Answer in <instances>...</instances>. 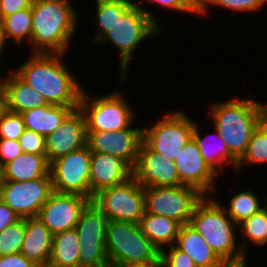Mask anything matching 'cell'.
I'll return each mask as SVG.
<instances>
[{
	"label": "cell",
	"instance_id": "45",
	"mask_svg": "<svg viewBox=\"0 0 267 267\" xmlns=\"http://www.w3.org/2000/svg\"><path fill=\"white\" fill-rule=\"evenodd\" d=\"M6 43L7 42L4 39L3 31L1 28V24H0V57H1V55H3V50L5 48Z\"/></svg>",
	"mask_w": 267,
	"mask_h": 267
},
{
	"label": "cell",
	"instance_id": "49",
	"mask_svg": "<svg viewBox=\"0 0 267 267\" xmlns=\"http://www.w3.org/2000/svg\"><path fill=\"white\" fill-rule=\"evenodd\" d=\"M2 91V77H0V92Z\"/></svg>",
	"mask_w": 267,
	"mask_h": 267
},
{
	"label": "cell",
	"instance_id": "10",
	"mask_svg": "<svg viewBox=\"0 0 267 267\" xmlns=\"http://www.w3.org/2000/svg\"><path fill=\"white\" fill-rule=\"evenodd\" d=\"M92 201L108 220L138 223L144 212V187L132 176L126 182L99 190Z\"/></svg>",
	"mask_w": 267,
	"mask_h": 267
},
{
	"label": "cell",
	"instance_id": "29",
	"mask_svg": "<svg viewBox=\"0 0 267 267\" xmlns=\"http://www.w3.org/2000/svg\"><path fill=\"white\" fill-rule=\"evenodd\" d=\"M265 206L259 212L244 219L238 224L240 233H243V239L239 240L240 247L244 254H246L247 245L254 243L257 246L267 244V198L265 197ZM246 240V241H245ZM243 241V242H242ZM247 242V243H246Z\"/></svg>",
	"mask_w": 267,
	"mask_h": 267
},
{
	"label": "cell",
	"instance_id": "13",
	"mask_svg": "<svg viewBox=\"0 0 267 267\" xmlns=\"http://www.w3.org/2000/svg\"><path fill=\"white\" fill-rule=\"evenodd\" d=\"M53 192L51 176L27 182L1 181L0 198L20 218L37 217Z\"/></svg>",
	"mask_w": 267,
	"mask_h": 267
},
{
	"label": "cell",
	"instance_id": "36",
	"mask_svg": "<svg viewBox=\"0 0 267 267\" xmlns=\"http://www.w3.org/2000/svg\"><path fill=\"white\" fill-rule=\"evenodd\" d=\"M161 267H197L189 255L182 252L174 245L167 251L163 248L160 251Z\"/></svg>",
	"mask_w": 267,
	"mask_h": 267
},
{
	"label": "cell",
	"instance_id": "26",
	"mask_svg": "<svg viewBox=\"0 0 267 267\" xmlns=\"http://www.w3.org/2000/svg\"><path fill=\"white\" fill-rule=\"evenodd\" d=\"M197 122H195V126L193 129V134L192 137L194 138L195 142L197 143L200 151H201V156L203 157V159L205 160V162L208 164V166L218 175L221 174L219 173V171L222 169L224 166V163L228 164H232L234 169L236 170L237 165H238V161L230 154L228 148L226 147L224 141L222 140V138L220 137V135L218 134L217 130L214 128L215 132L212 133L211 135H207L208 136H214L216 140L212 141V138L214 139V137L210 138V137H206L203 138L202 134L200 132V127H198L199 125L196 124ZM212 141L208 142L209 139ZM215 143V144H214ZM223 165V166H222Z\"/></svg>",
	"mask_w": 267,
	"mask_h": 267
},
{
	"label": "cell",
	"instance_id": "19",
	"mask_svg": "<svg viewBox=\"0 0 267 267\" xmlns=\"http://www.w3.org/2000/svg\"><path fill=\"white\" fill-rule=\"evenodd\" d=\"M133 169L121 158L99 152H91L90 200L99 190L122 184L132 177Z\"/></svg>",
	"mask_w": 267,
	"mask_h": 267
},
{
	"label": "cell",
	"instance_id": "11",
	"mask_svg": "<svg viewBox=\"0 0 267 267\" xmlns=\"http://www.w3.org/2000/svg\"><path fill=\"white\" fill-rule=\"evenodd\" d=\"M108 218L90 201L83 209L75 227L79 239V267L109 265L105 249Z\"/></svg>",
	"mask_w": 267,
	"mask_h": 267
},
{
	"label": "cell",
	"instance_id": "42",
	"mask_svg": "<svg viewBox=\"0 0 267 267\" xmlns=\"http://www.w3.org/2000/svg\"><path fill=\"white\" fill-rule=\"evenodd\" d=\"M19 219L20 217L0 198V232Z\"/></svg>",
	"mask_w": 267,
	"mask_h": 267
},
{
	"label": "cell",
	"instance_id": "8",
	"mask_svg": "<svg viewBox=\"0 0 267 267\" xmlns=\"http://www.w3.org/2000/svg\"><path fill=\"white\" fill-rule=\"evenodd\" d=\"M204 196L188 185L145 187V212L174 219L181 225L189 224L195 206Z\"/></svg>",
	"mask_w": 267,
	"mask_h": 267
},
{
	"label": "cell",
	"instance_id": "34",
	"mask_svg": "<svg viewBox=\"0 0 267 267\" xmlns=\"http://www.w3.org/2000/svg\"><path fill=\"white\" fill-rule=\"evenodd\" d=\"M265 3H267V0H203L200 4L198 14H205L209 6L234 10L233 12H255L257 9L262 8Z\"/></svg>",
	"mask_w": 267,
	"mask_h": 267
},
{
	"label": "cell",
	"instance_id": "33",
	"mask_svg": "<svg viewBox=\"0 0 267 267\" xmlns=\"http://www.w3.org/2000/svg\"><path fill=\"white\" fill-rule=\"evenodd\" d=\"M265 164L267 163V135L258 127L253 131L245 155L238 162L236 171L244 164Z\"/></svg>",
	"mask_w": 267,
	"mask_h": 267
},
{
	"label": "cell",
	"instance_id": "30",
	"mask_svg": "<svg viewBox=\"0 0 267 267\" xmlns=\"http://www.w3.org/2000/svg\"><path fill=\"white\" fill-rule=\"evenodd\" d=\"M4 39H13L15 43L27 42L30 44L32 35V11L31 6L19 10L0 20ZM26 39V40H25Z\"/></svg>",
	"mask_w": 267,
	"mask_h": 267
},
{
	"label": "cell",
	"instance_id": "2",
	"mask_svg": "<svg viewBox=\"0 0 267 267\" xmlns=\"http://www.w3.org/2000/svg\"><path fill=\"white\" fill-rule=\"evenodd\" d=\"M70 0H33V53L64 54L73 39L79 19ZM75 9V10H74Z\"/></svg>",
	"mask_w": 267,
	"mask_h": 267
},
{
	"label": "cell",
	"instance_id": "9",
	"mask_svg": "<svg viewBox=\"0 0 267 267\" xmlns=\"http://www.w3.org/2000/svg\"><path fill=\"white\" fill-rule=\"evenodd\" d=\"M182 111L162 116L153 126L143 127V141L163 158L174 161L192 138L195 120Z\"/></svg>",
	"mask_w": 267,
	"mask_h": 267
},
{
	"label": "cell",
	"instance_id": "41",
	"mask_svg": "<svg viewBox=\"0 0 267 267\" xmlns=\"http://www.w3.org/2000/svg\"><path fill=\"white\" fill-rule=\"evenodd\" d=\"M32 261L28 260L20 252L7 256H0V267H35Z\"/></svg>",
	"mask_w": 267,
	"mask_h": 267
},
{
	"label": "cell",
	"instance_id": "7",
	"mask_svg": "<svg viewBox=\"0 0 267 267\" xmlns=\"http://www.w3.org/2000/svg\"><path fill=\"white\" fill-rule=\"evenodd\" d=\"M89 95L83 89L79 103V109L85 115L87 131H120L134 124L136 113L121 91L115 90L99 98Z\"/></svg>",
	"mask_w": 267,
	"mask_h": 267
},
{
	"label": "cell",
	"instance_id": "31",
	"mask_svg": "<svg viewBox=\"0 0 267 267\" xmlns=\"http://www.w3.org/2000/svg\"><path fill=\"white\" fill-rule=\"evenodd\" d=\"M227 215L236 223H241L244 219L259 212L264 206L260 205V199L251 190L242 191L235 196L233 195L229 202Z\"/></svg>",
	"mask_w": 267,
	"mask_h": 267
},
{
	"label": "cell",
	"instance_id": "39",
	"mask_svg": "<svg viewBox=\"0 0 267 267\" xmlns=\"http://www.w3.org/2000/svg\"><path fill=\"white\" fill-rule=\"evenodd\" d=\"M142 1L139 2L142 4ZM148 2H155V4L160 5L163 8H168V10H174L177 12H187V13H199V10L189 1V0H146Z\"/></svg>",
	"mask_w": 267,
	"mask_h": 267
},
{
	"label": "cell",
	"instance_id": "16",
	"mask_svg": "<svg viewBox=\"0 0 267 267\" xmlns=\"http://www.w3.org/2000/svg\"><path fill=\"white\" fill-rule=\"evenodd\" d=\"M132 176L145 187L180 186V176L174 161L167 160L153 151L143 140L140 143L138 158Z\"/></svg>",
	"mask_w": 267,
	"mask_h": 267
},
{
	"label": "cell",
	"instance_id": "6",
	"mask_svg": "<svg viewBox=\"0 0 267 267\" xmlns=\"http://www.w3.org/2000/svg\"><path fill=\"white\" fill-rule=\"evenodd\" d=\"M105 249L113 266L161 262L160 250L142 233L138 223L108 220Z\"/></svg>",
	"mask_w": 267,
	"mask_h": 267
},
{
	"label": "cell",
	"instance_id": "1",
	"mask_svg": "<svg viewBox=\"0 0 267 267\" xmlns=\"http://www.w3.org/2000/svg\"><path fill=\"white\" fill-rule=\"evenodd\" d=\"M64 54L33 53L14 72L50 105L79 107L83 87L63 62Z\"/></svg>",
	"mask_w": 267,
	"mask_h": 267
},
{
	"label": "cell",
	"instance_id": "17",
	"mask_svg": "<svg viewBox=\"0 0 267 267\" xmlns=\"http://www.w3.org/2000/svg\"><path fill=\"white\" fill-rule=\"evenodd\" d=\"M174 164L178 170L180 181L184 185L197 188L205 196H208L209 192H216L217 174L201 156V151L193 137L182 148L175 158Z\"/></svg>",
	"mask_w": 267,
	"mask_h": 267
},
{
	"label": "cell",
	"instance_id": "12",
	"mask_svg": "<svg viewBox=\"0 0 267 267\" xmlns=\"http://www.w3.org/2000/svg\"><path fill=\"white\" fill-rule=\"evenodd\" d=\"M90 163L91 151L87 145L53 161L50 164L53 191L90 199Z\"/></svg>",
	"mask_w": 267,
	"mask_h": 267
},
{
	"label": "cell",
	"instance_id": "51",
	"mask_svg": "<svg viewBox=\"0 0 267 267\" xmlns=\"http://www.w3.org/2000/svg\"><path fill=\"white\" fill-rule=\"evenodd\" d=\"M105 267H117V266H113V265H110V264H109V265H107V266H105Z\"/></svg>",
	"mask_w": 267,
	"mask_h": 267
},
{
	"label": "cell",
	"instance_id": "35",
	"mask_svg": "<svg viewBox=\"0 0 267 267\" xmlns=\"http://www.w3.org/2000/svg\"><path fill=\"white\" fill-rule=\"evenodd\" d=\"M26 130L21 114L4 110L0 115V139L17 140Z\"/></svg>",
	"mask_w": 267,
	"mask_h": 267
},
{
	"label": "cell",
	"instance_id": "32",
	"mask_svg": "<svg viewBox=\"0 0 267 267\" xmlns=\"http://www.w3.org/2000/svg\"><path fill=\"white\" fill-rule=\"evenodd\" d=\"M25 235V218L6 227L0 232V256H7L21 251Z\"/></svg>",
	"mask_w": 267,
	"mask_h": 267
},
{
	"label": "cell",
	"instance_id": "40",
	"mask_svg": "<svg viewBox=\"0 0 267 267\" xmlns=\"http://www.w3.org/2000/svg\"><path fill=\"white\" fill-rule=\"evenodd\" d=\"M33 0H0V20L19 10L29 8Z\"/></svg>",
	"mask_w": 267,
	"mask_h": 267
},
{
	"label": "cell",
	"instance_id": "25",
	"mask_svg": "<svg viewBox=\"0 0 267 267\" xmlns=\"http://www.w3.org/2000/svg\"><path fill=\"white\" fill-rule=\"evenodd\" d=\"M142 233L160 251L175 244L181 224L174 219L144 212L140 222ZM165 245V246H164Z\"/></svg>",
	"mask_w": 267,
	"mask_h": 267
},
{
	"label": "cell",
	"instance_id": "15",
	"mask_svg": "<svg viewBox=\"0 0 267 267\" xmlns=\"http://www.w3.org/2000/svg\"><path fill=\"white\" fill-rule=\"evenodd\" d=\"M91 200L81 195L52 192L37 217L53 235L74 229Z\"/></svg>",
	"mask_w": 267,
	"mask_h": 267
},
{
	"label": "cell",
	"instance_id": "50",
	"mask_svg": "<svg viewBox=\"0 0 267 267\" xmlns=\"http://www.w3.org/2000/svg\"><path fill=\"white\" fill-rule=\"evenodd\" d=\"M1 180H2V169L0 167V184H1Z\"/></svg>",
	"mask_w": 267,
	"mask_h": 267
},
{
	"label": "cell",
	"instance_id": "18",
	"mask_svg": "<svg viewBox=\"0 0 267 267\" xmlns=\"http://www.w3.org/2000/svg\"><path fill=\"white\" fill-rule=\"evenodd\" d=\"M86 141V119L78 108L66 117L58 129L45 137L48 163L86 146Z\"/></svg>",
	"mask_w": 267,
	"mask_h": 267
},
{
	"label": "cell",
	"instance_id": "27",
	"mask_svg": "<svg viewBox=\"0 0 267 267\" xmlns=\"http://www.w3.org/2000/svg\"><path fill=\"white\" fill-rule=\"evenodd\" d=\"M79 239L76 229L53 235L51 267H79Z\"/></svg>",
	"mask_w": 267,
	"mask_h": 267
},
{
	"label": "cell",
	"instance_id": "44",
	"mask_svg": "<svg viewBox=\"0 0 267 267\" xmlns=\"http://www.w3.org/2000/svg\"><path fill=\"white\" fill-rule=\"evenodd\" d=\"M117 267H161V262L131 263L119 265Z\"/></svg>",
	"mask_w": 267,
	"mask_h": 267
},
{
	"label": "cell",
	"instance_id": "3",
	"mask_svg": "<svg viewBox=\"0 0 267 267\" xmlns=\"http://www.w3.org/2000/svg\"><path fill=\"white\" fill-rule=\"evenodd\" d=\"M216 201L211 196H204L195 206L189 224L228 267H247V256L236 241L238 224Z\"/></svg>",
	"mask_w": 267,
	"mask_h": 267
},
{
	"label": "cell",
	"instance_id": "23",
	"mask_svg": "<svg viewBox=\"0 0 267 267\" xmlns=\"http://www.w3.org/2000/svg\"><path fill=\"white\" fill-rule=\"evenodd\" d=\"M1 181L27 182L51 176L46 155L22 153L2 168Z\"/></svg>",
	"mask_w": 267,
	"mask_h": 267
},
{
	"label": "cell",
	"instance_id": "48",
	"mask_svg": "<svg viewBox=\"0 0 267 267\" xmlns=\"http://www.w3.org/2000/svg\"><path fill=\"white\" fill-rule=\"evenodd\" d=\"M35 267H51L49 264L46 265H36Z\"/></svg>",
	"mask_w": 267,
	"mask_h": 267
},
{
	"label": "cell",
	"instance_id": "37",
	"mask_svg": "<svg viewBox=\"0 0 267 267\" xmlns=\"http://www.w3.org/2000/svg\"><path fill=\"white\" fill-rule=\"evenodd\" d=\"M19 143L24 153L46 155L45 137L34 131L25 130Z\"/></svg>",
	"mask_w": 267,
	"mask_h": 267
},
{
	"label": "cell",
	"instance_id": "46",
	"mask_svg": "<svg viewBox=\"0 0 267 267\" xmlns=\"http://www.w3.org/2000/svg\"><path fill=\"white\" fill-rule=\"evenodd\" d=\"M5 110V99L2 91L0 92V115Z\"/></svg>",
	"mask_w": 267,
	"mask_h": 267
},
{
	"label": "cell",
	"instance_id": "43",
	"mask_svg": "<svg viewBox=\"0 0 267 267\" xmlns=\"http://www.w3.org/2000/svg\"><path fill=\"white\" fill-rule=\"evenodd\" d=\"M258 128L267 135V104L259 103Z\"/></svg>",
	"mask_w": 267,
	"mask_h": 267
},
{
	"label": "cell",
	"instance_id": "28",
	"mask_svg": "<svg viewBox=\"0 0 267 267\" xmlns=\"http://www.w3.org/2000/svg\"><path fill=\"white\" fill-rule=\"evenodd\" d=\"M97 35L91 43L98 42L116 25L122 15L133 5L132 0H95Z\"/></svg>",
	"mask_w": 267,
	"mask_h": 267
},
{
	"label": "cell",
	"instance_id": "24",
	"mask_svg": "<svg viewBox=\"0 0 267 267\" xmlns=\"http://www.w3.org/2000/svg\"><path fill=\"white\" fill-rule=\"evenodd\" d=\"M79 107H68L62 105H47L33 108L21 113L25 128L34 131L44 137L54 132L66 117Z\"/></svg>",
	"mask_w": 267,
	"mask_h": 267
},
{
	"label": "cell",
	"instance_id": "38",
	"mask_svg": "<svg viewBox=\"0 0 267 267\" xmlns=\"http://www.w3.org/2000/svg\"><path fill=\"white\" fill-rule=\"evenodd\" d=\"M22 149L19 141L0 139V167L21 155Z\"/></svg>",
	"mask_w": 267,
	"mask_h": 267
},
{
	"label": "cell",
	"instance_id": "20",
	"mask_svg": "<svg viewBox=\"0 0 267 267\" xmlns=\"http://www.w3.org/2000/svg\"><path fill=\"white\" fill-rule=\"evenodd\" d=\"M53 234L38 218H25V235L20 253L36 265L49 263Z\"/></svg>",
	"mask_w": 267,
	"mask_h": 267
},
{
	"label": "cell",
	"instance_id": "47",
	"mask_svg": "<svg viewBox=\"0 0 267 267\" xmlns=\"http://www.w3.org/2000/svg\"><path fill=\"white\" fill-rule=\"evenodd\" d=\"M198 10L200 8V2L198 0H189Z\"/></svg>",
	"mask_w": 267,
	"mask_h": 267
},
{
	"label": "cell",
	"instance_id": "5",
	"mask_svg": "<svg viewBox=\"0 0 267 267\" xmlns=\"http://www.w3.org/2000/svg\"><path fill=\"white\" fill-rule=\"evenodd\" d=\"M133 5L122 15L113 30L108 32L99 42L98 45L110 41L118 49L120 55L119 80L124 83L132 55L136 47H139L145 38L151 35L160 34L163 29L151 13L142 8L139 2H133ZM162 30V31H161Z\"/></svg>",
	"mask_w": 267,
	"mask_h": 267
},
{
	"label": "cell",
	"instance_id": "4",
	"mask_svg": "<svg viewBox=\"0 0 267 267\" xmlns=\"http://www.w3.org/2000/svg\"><path fill=\"white\" fill-rule=\"evenodd\" d=\"M259 103L249 98H238L210 106L214 127L238 162L245 155L252 133L258 127Z\"/></svg>",
	"mask_w": 267,
	"mask_h": 267
},
{
	"label": "cell",
	"instance_id": "14",
	"mask_svg": "<svg viewBox=\"0 0 267 267\" xmlns=\"http://www.w3.org/2000/svg\"><path fill=\"white\" fill-rule=\"evenodd\" d=\"M143 128L134 127L120 131H87L86 145L91 152L105 153L121 158L132 169L135 167Z\"/></svg>",
	"mask_w": 267,
	"mask_h": 267
},
{
	"label": "cell",
	"instance_id": "22",
	"mask_svg": "<svg viewBox=\"0 0 267 267\" xmlns=\"http://www.w3.org/2000/svg\"><path fill=\"white\" fill-rule=\"evenodd\" d=\"M174 246L189 255L197 267H228L190 224L181 225Z\"/></svg>",
	"mask_w": 267,
	"mask_h": 267
},
{
	"label": "cell",
	"instance_id": "21",
	"mask_svg": "<svg viewBox=\"0 0 267 267\" xmlns=\"http://www.w3.org/2000/svg\"><path fill=\"white\" fill-rule=\"evenodd\" d=\"M8 75L2 79L6 110L21 114L33 108L49 105L42 95L32 89L13 70Z\"/></svg>",
	"mask_w": 267,
	"mask_h": 267
}]
</instances>
